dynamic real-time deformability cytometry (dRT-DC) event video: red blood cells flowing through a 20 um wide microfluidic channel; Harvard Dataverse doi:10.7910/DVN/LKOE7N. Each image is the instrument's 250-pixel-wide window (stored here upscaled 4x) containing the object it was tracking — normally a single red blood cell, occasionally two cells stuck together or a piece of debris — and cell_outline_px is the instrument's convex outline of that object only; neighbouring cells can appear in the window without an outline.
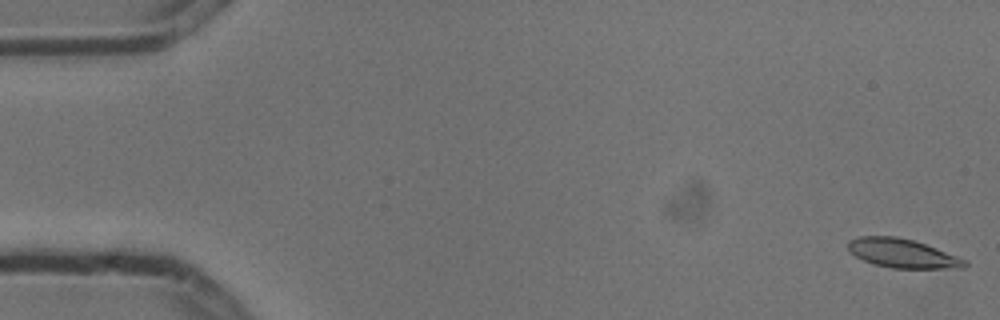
{"species": "common noctule bat (a hibernating species)", "species_latin": "Nyctalus noctula", "temperature_condition": "cold", "stored_images_in_passage": 5, "camera_frame_rate_fps": 3000, "um_per_image_px": 0.085, "animal": {"sex": "male", "body_mass_g": 13.3}, "frame": {"image": 1, "passage_image": 1, "time_ms": 0.0, "image_size_px": [1000, 320], "cell_outline_px": [[968, 264], [964, 268], [892, 268], [872, 264], [856, 256], [848, 248], [848, 240], [856, 236], [896, 236], [912, 240], [936, 248], [968, 260]], "centroid_in_image_um": [76.71, 21.53], "position_along_channel_um": 8.3, "area_um2": 19.65}}